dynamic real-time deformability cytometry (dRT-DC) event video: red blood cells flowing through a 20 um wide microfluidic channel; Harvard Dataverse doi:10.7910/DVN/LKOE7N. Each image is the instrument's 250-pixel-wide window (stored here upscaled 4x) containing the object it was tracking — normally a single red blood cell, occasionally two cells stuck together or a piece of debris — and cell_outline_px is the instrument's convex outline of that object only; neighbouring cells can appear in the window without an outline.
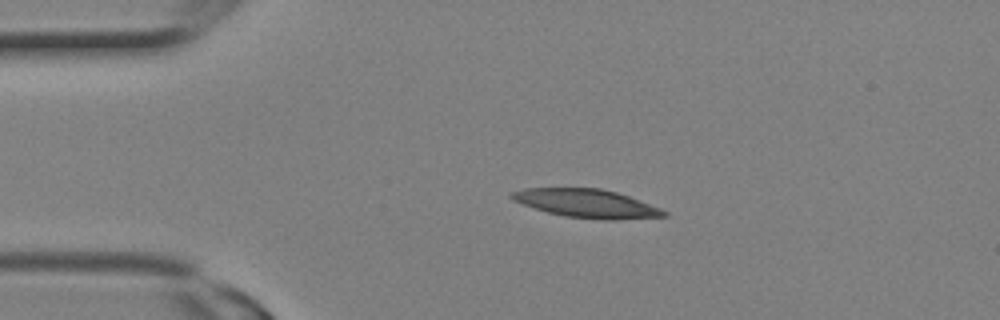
{"species": "Egyptian fruit bat (a non-hibernating species)", "species_latin": "Rousettus aegyptiacus", "temperature_condition": "room temperature", "stored_images_in_passage": 12, "camera_frame_rate_fps": 3000, "um_per_image_px": 0.085, "animal": {"sex": "female"}, "frame": {"image": 1, "passage_image": 5, "time_ms": 1.333, "image_size_px": [1000, 320], "cell_outline_px": [[668, 216], [616, 220], [604, 220], [564, 216], [548, 212], [512, 200], [508, 196], [508, 192], [524, 188], [600, 188], [616, 192], [628, 196], [660, 208], [668, 212]], "centroid_in_image_um": [49.85, 17.29], "position_along_channel_um": 35.2, "area_um2": 25.2}}
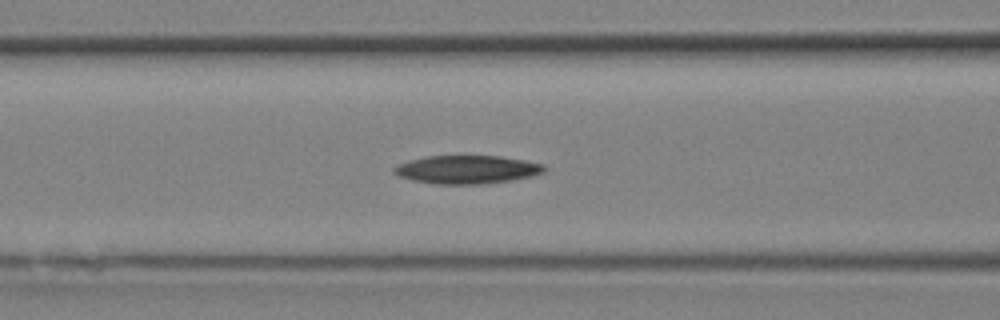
{"frame": {"image": 2, "passage_image": 10, "time_ms": 3.0, "image_size_px": [1000, 320], "cell_outline_px": [[548, 168], [544, 172], [532, 176], [508, 180], [480, 184], [436, 184], [412, 180], [400, 176], [392, 172], [392, 168], [408, 160], [428, 156], [500, 156], [524, 160], [544, 164]], "centroid_in_image_um": [39.7, 14.4], "position_along_channel_um": 126.9, "area_um2": 24.68}}
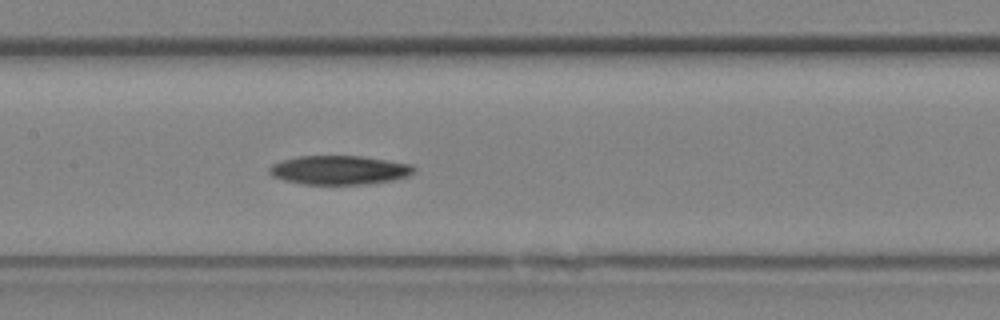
{"frame": {"image": 3, "passage_image": 12, "time_ms": 3.667, "image_size_px": [1000, 320], "cell_outline_px": [[416, 168], [408, 176], [392, 180], [368, 184], [304, 184], [284, 180], [272, 176], [268, 172], [268, 168], [272, 164], [280, 160], [296, 156], [360, 156], [388, 160], [412, 164]], "centroid_in_image_um": [28.81, 14.45], "position_along_channel_um": 178.6, "area_um2": 24.51}}